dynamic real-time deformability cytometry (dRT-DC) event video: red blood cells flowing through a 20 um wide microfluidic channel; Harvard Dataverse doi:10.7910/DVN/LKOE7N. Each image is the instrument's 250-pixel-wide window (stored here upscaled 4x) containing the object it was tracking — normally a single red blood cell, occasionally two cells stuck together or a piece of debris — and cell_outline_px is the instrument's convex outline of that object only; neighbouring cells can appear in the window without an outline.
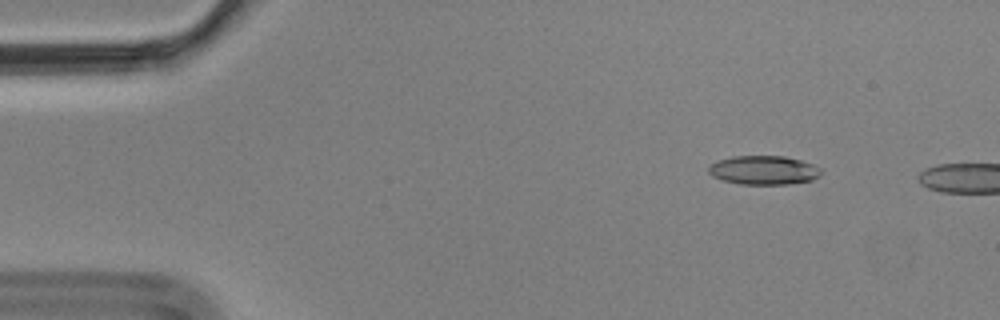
{"species": "Egyptian fruit bat (a non-hibernating species)", "species_latin": "Rousettus aegyptiacus", "temperature_condition": "cold", "stored_images_in_passage": 3, "camera_frame_rate_fps": 3000, "um_per_image_px": 0.085, "animal": {"sex": "male"}, "frame": {"image": 1, "passage_image": 2, "time_ms": 0.333, "image_size_px": [1000, 320], "cell_outline_px": [[820, 176], [812, 180], [788, 184], [740, 184], [724, 180], [712, 176], [708, 172], [708, 168], [712, 164], [720, 160], [732, 156], [784, 156], [800, 160], [812, 164], [820, 168]], "centroid_in_image_um": [64.92, 14.46], "position_along_channel_um": 20.1, "area_um2": 18.79}}